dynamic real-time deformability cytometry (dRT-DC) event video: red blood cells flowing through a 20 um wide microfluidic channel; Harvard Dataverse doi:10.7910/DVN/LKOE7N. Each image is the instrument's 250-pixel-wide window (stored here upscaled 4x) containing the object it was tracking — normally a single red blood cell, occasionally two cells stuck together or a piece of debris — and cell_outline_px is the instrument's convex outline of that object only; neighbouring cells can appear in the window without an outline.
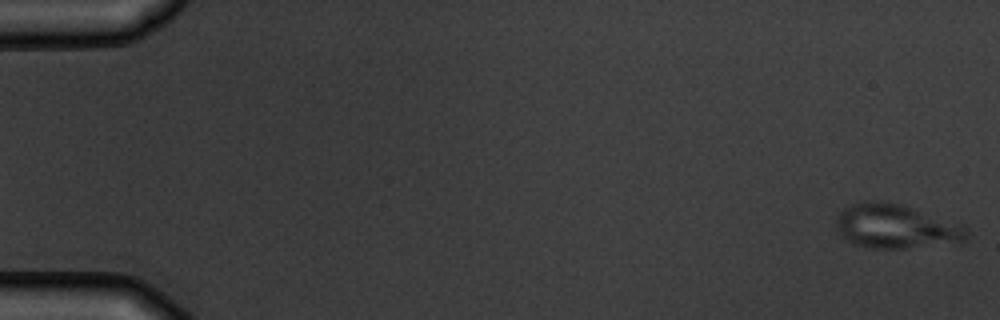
{"species": "common noctule bat (a hibernating species)", "species_latin": "Nyctalus noctula", "temperature_condition": "warm", "stored_images_in_passage": 6, "camera_frame_rate_fps": 3000, "um_per_image_px": 0.085, "animal": {"sex": "male", "body_mass_g": 19.5, "forearm_length_mm": 54.6}, "frame": {"image": 1, "passage_image": 1, "time_ms": 0.0, "image_size_px": [1000, 320], "cell_outline_px": [[972, 232], [964, 240], [904, 248], [872, 248], [852, 244], [840, 236], [836, 228], [836, 216], [844, 208], [860, 200], [884, 200], [904, 204], [964, 224]], "centroid_in_image_um": [76.13, 19.2], "position_along_channel_um": 8.9, "area_um2": 34.16}}